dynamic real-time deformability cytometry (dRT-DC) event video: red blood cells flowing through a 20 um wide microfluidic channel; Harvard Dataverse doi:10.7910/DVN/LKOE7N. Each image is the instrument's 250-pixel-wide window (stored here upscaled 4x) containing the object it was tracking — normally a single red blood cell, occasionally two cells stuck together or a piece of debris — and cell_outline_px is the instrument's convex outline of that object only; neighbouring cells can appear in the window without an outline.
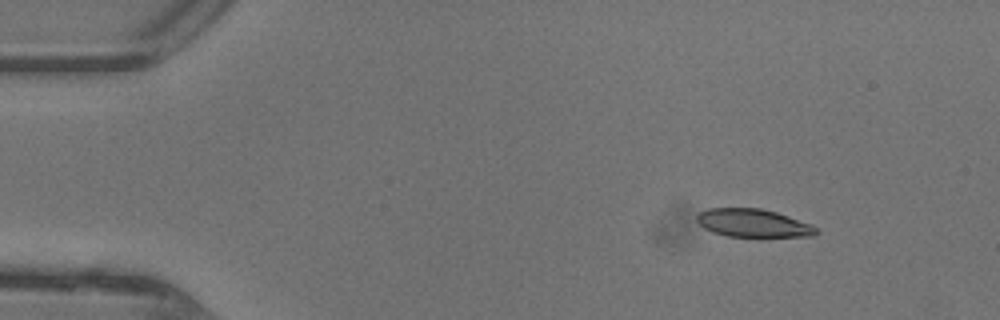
{"species": "common noctule bat (a hibernating species)", "species_latin": "Nyctalus noctula", "temperature_condition": "warm", "stored_images_in_passage": 41, "camera_frame_rate_fps": 3000, "um_per_image_px": 0.085, "animal": {"sex": "female"}, "frame": {"image": 1, "passage_image": 1, "time_ms": 0.0, "image_size_px": [1000, 320], "cell_outline_px": [[820, 232], [816, 236], [728, 236], [712, 232], [704, 228], [696, 220], [696, 216], [700, 212], [708, 208], [760, 208], [776, 212], [812, 224]], "centroid_in_image_um": [64.03, 18.96], "position_along_channel_um": 21.0, "area_um2": 19.48}}
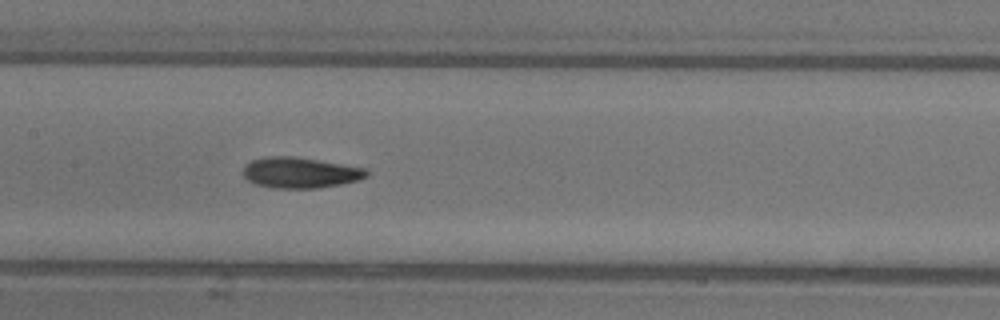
{"frame": {"image": 2, "passage_image": 18, "time_ms": 5.667, "image_size_px": [1000, 320], "cell_outline_px": [[368, 176], [360, 180], [340, 184], [316, 188], [272, 188], [256, 184], [248, 180], [244, 176], [244, 168], [252, 160], [264, 156], [296, 156], [364, 168], [368, 172]], "centroid_in_image_um": [25.52, 14.67], "position_along_channel_um": 181.9, "area_um2": 22.02}}
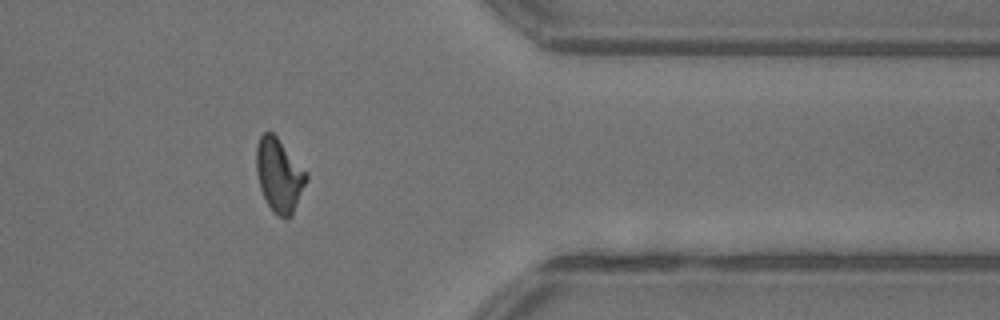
{"frame": {"image": 3, "passage_image": 33, "time_ms": 10.667, "image_size_px": [1000, 320], "cell_outline_px": [[308, 180], [292, 216], [288, 220], [272, 212], [260, 188], [256, 172], [256, 148], [260, 136], [264, 132], [272, 132], [276, 136], [308, 172]], "centroid_in_image_um": [23.75, 14.91], "position_along_channel_um": 387.7, "area_um2": 21.62}, "authors_computed_cell_mechanics": {"area_um2": 21.2704, "velocity_mm_per_s": 4.4641, "shape_relaxation_time_tau1_ms": 6.3902, "shape_relaxation_time_tau2_ms": 1.8291, "deformation_change_tau1": 0.2225, "deformation_change_tau2": 0.0907}}